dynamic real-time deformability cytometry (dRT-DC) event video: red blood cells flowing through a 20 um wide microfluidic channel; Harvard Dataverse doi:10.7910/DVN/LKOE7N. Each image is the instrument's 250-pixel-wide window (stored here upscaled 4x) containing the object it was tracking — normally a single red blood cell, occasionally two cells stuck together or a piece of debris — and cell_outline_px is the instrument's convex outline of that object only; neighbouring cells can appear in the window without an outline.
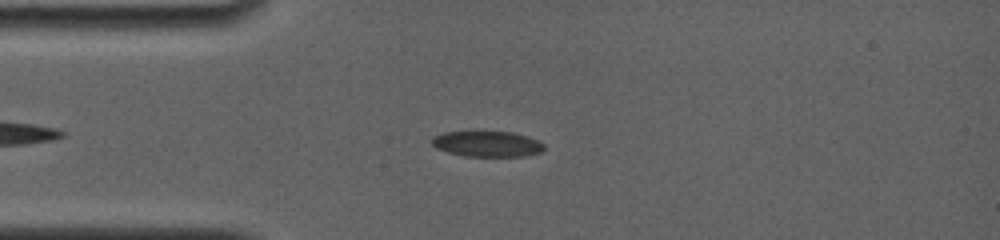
{"species": "common noctule bat (a hibernating species)", "species_latin": "Nyctalus noctula", "temperature_condition": "room temperature", "stored_images_in_passage": 4, "camera_frame_rate_fps": 4000, "um_per_image_px": 0.085, "animal": {"sex": "female", "body_mass_g": 19.0, "forearm_length_mm": 56.7}, "frame": {"image": 1, "passage_image": 3, "time_ms": 1.75, "image_size_px": [1000, 240], "cell_outline_px": [[544, 148], [540, 152], [528, 156], [464, 156], [448, 152], [436, 148], [432, 144], [432, 136], [444, 132], [512, 132], [528, 136], [544, 144]], "centroid_in_image_um": [41.41, 12.23], "position_along_channel_um": 43.6, "area_um2": 16.7}}